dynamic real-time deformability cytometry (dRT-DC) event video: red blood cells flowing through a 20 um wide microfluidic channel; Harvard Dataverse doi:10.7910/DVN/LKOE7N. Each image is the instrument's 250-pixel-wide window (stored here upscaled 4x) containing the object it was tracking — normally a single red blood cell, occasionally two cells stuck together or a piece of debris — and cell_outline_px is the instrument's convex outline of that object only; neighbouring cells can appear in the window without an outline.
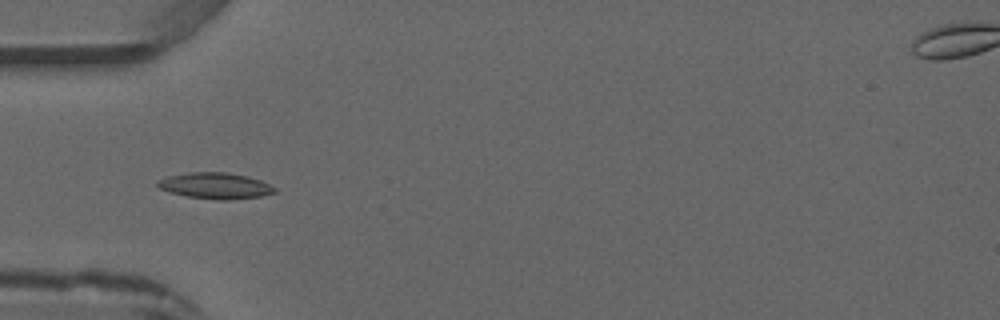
{"species": "common noctule bat (a hibernating species)", "species_latin": "Nyctalus noctula", "temperature_condition": "warm", "stored_images_in_passage": 5, "camera_frame_rate_fps": 3000, "um_per_image_px": 0.085, "animal": {"sex": "male", "forearm_length_mm": 52.5}, "frame": {"image": 1, "passage_image": 5, "time_ms": 4.667, "image_size_px": [1000, 320], "cell_outline_px": [[276, 192], [260, 196], [228, 200], [220, 200], [188, 196], [172, 192], [160, 188], [156, 184], [156, 180], [168, 176], [188, 172], [228, 172], [248, 176], [260, 180], [276, 188]], "centroid_in_image_um": [18.3, 15.77], "position_along_channel_um": 66.7, "area_um2": 17.69}}